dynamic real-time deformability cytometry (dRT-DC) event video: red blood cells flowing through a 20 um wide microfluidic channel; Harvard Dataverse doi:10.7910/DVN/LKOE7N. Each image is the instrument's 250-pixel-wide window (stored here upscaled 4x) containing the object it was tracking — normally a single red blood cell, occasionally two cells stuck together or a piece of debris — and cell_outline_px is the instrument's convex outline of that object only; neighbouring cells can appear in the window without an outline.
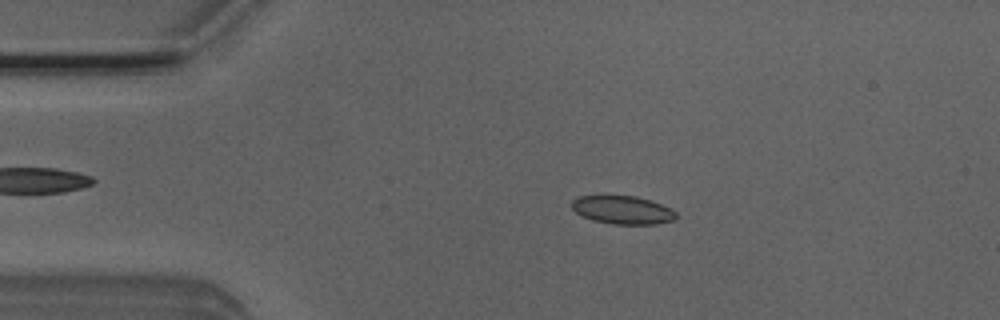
{"species": "Egyptian fruit bat (a non-hibernating species)", "species_latin": "Rousettus aegyptiacus", "temperature_condition": "room temperature", "stored_images_in_passage": 50, "camera_frame_rate_fps": 3000, "um_per_image_px": 0.085, "animal": {"sex": "male"}, "frame": {"image": 1, "passage_image": 8, "time_ms": 2.333, "image_size_px": [1000, 320], "cell_outline_px": [[676, 216], [672, 220], [656, 224], [612, 224], [592, 220], [576, 212], [572, 208], [572, 200], [580, 196], [636, 196], [672, 208], [676, 212]], "centroid_in_image_um": [52.92, 17.85], "position_along_channel_um": 32.1, "area_um2": 16.94}}
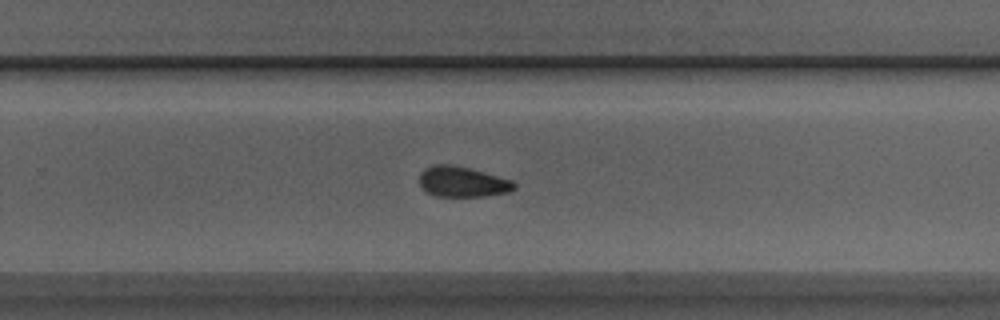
{"frame": {"image": 2, "passage_image": 31, "time_ms": 10.0, "image_size_px": [1000, 320], "cell_outline_px": [[516, 188], [508, 192], [484, 196], [436, 196], [428, 192], [420, 184], [420, 172], [424, 168], [432, 164], [448, 164], [468, 168], [484, 172], [512, 180], [516, 184]], "centroid_in_image_um": [39.3, 15.44], "position_along_channel_um": 290.5, "area_um2": 16.7}}
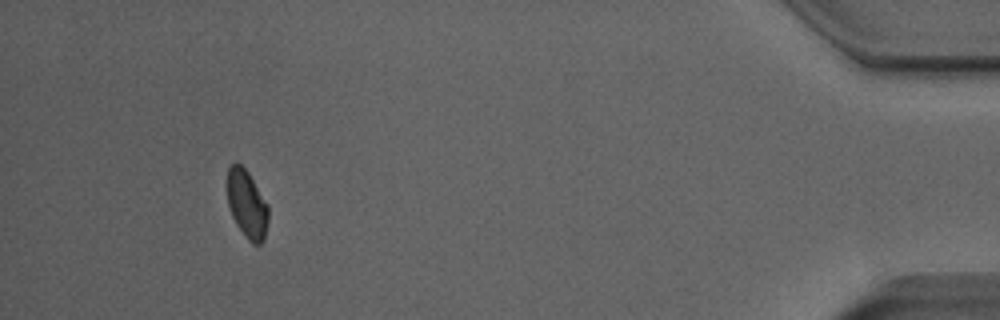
{"frame": {"image": 3, "passage_image": 46, "time_ms": 15.0, "image_size_px": [1000, 320], "cell_outline_px": [[268, 220], [264, 240], [260, 244], [252, 244], [248, 240], [236, 224], [232, 216], [228, 204], [228, 168], [236, 160], [248, 172], [268, 204]], "centroid_in_image_um": [21.0, 17.36], "position_along_channel_um": 414.2, "area_um2": 16.24}, "authors_computed_cell_mechanics": {"area_um2": 17.1666, "velocity_mm_per_s": 3.9136, "shape_relaxation_time_tau1_ms": null, "shape_relaxation_time_tau2_ms": 2.1952, "deformation_change_tau1": null, "deformation_change_tau2": 0.0629}}